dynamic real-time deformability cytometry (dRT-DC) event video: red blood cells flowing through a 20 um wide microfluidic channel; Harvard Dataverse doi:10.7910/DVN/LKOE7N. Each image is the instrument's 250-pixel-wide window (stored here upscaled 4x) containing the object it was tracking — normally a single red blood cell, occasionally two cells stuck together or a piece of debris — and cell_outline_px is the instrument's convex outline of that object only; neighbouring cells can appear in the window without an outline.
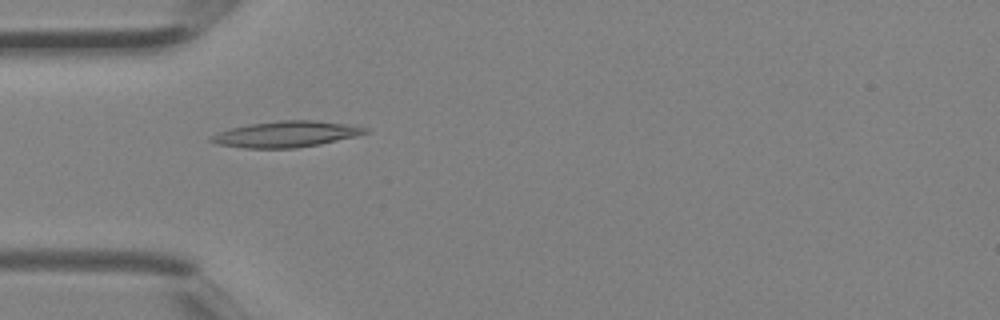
{"species": "Egyptian fruit bat (a non-hibernating species)", "species_latin": "Rousettus aegyptiacus", "temperature_condition": "room temperature", "stored_images_in_passage": 3, "camera_frame_rate_fps": 3000, "um_per_image_px": 0.085, "animal": {"sex": "female"}, "frame": {"image": 1, "passage_image": 3, "time_ms": 0.667, "image_size_px": [1000, 320], "cell_outline_px": [[368, 132], [356, 136], [320, 144], [296, 148], [244, 148], [216, 144], [208, 140], [208, 136], [232, 128], [252, 124], [280, 120], [316, 120], [344, 124], [368, 128]], "centroid_in_image_um": [24.29, 11.41], "position_along_channel_um": 60.7, "area_um2": 23.18}}